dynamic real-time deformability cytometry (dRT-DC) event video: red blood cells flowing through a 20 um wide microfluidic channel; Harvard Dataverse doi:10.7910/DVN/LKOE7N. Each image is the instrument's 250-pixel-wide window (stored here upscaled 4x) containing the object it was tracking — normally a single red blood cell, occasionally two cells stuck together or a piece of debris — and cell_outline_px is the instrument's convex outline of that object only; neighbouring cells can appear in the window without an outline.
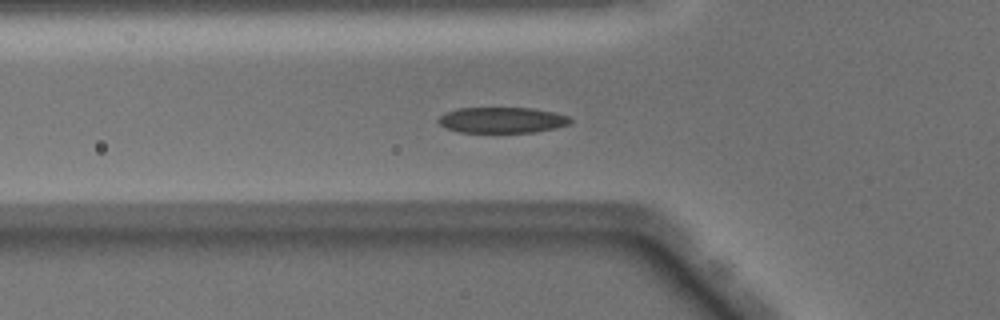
{"species": "Egyptian fruit bat (a non-hibernating species)", "species_latin": "Rousettus aegyptiacus", "temperature_condition": "warm", "stored_images_in_passage": 40, "camera_frame_rate_fps": 3000, "um_per_image_px": 0.085, "animal": {"sex": "male"}, "frame": {"image": 1, "passage_image": 6, "time_ms": 1.667, "image_size_px": [1000, 320], "cell_outline_px": [[572, 120], [568, 124], [556, 128], [532, 132], [460, 132], [444, 128], [436, 120], [440, 116], [448, 112], [460, 108], [532, 108], [552, 112], [568, 116]], "centroid_in_image_um": [42.65, 10.21], "position_along_channel_um": 83.1, "area_um2": 19.65}}
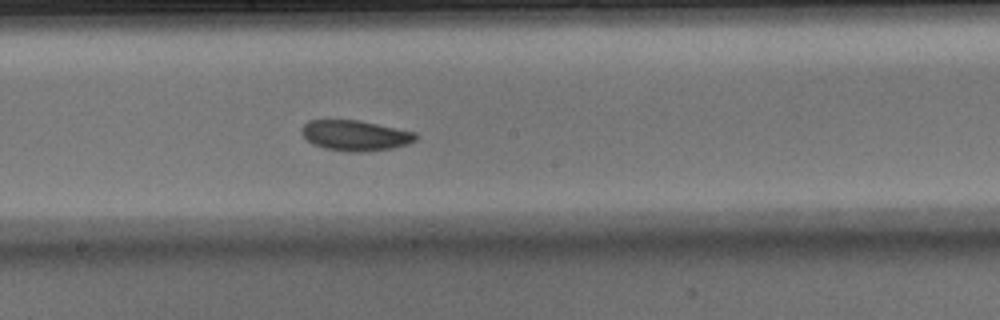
{"frame": {"image": 2, "passage_image": 16, "time_ms": 5.0, "image_size_px": [1000, 320], "cell_outline_px": [[416, 140], [408, 144], [392, 148], [364, 152], [348, 152], [324, 148], [312, 144], [300, 132], [304, 124], [308, 120], [360, 120], [416, 132]], "centroid_in_image_um": [30.2, 11.52], "position_along_channel_um": 218.0, "area_um2": 20.35}}
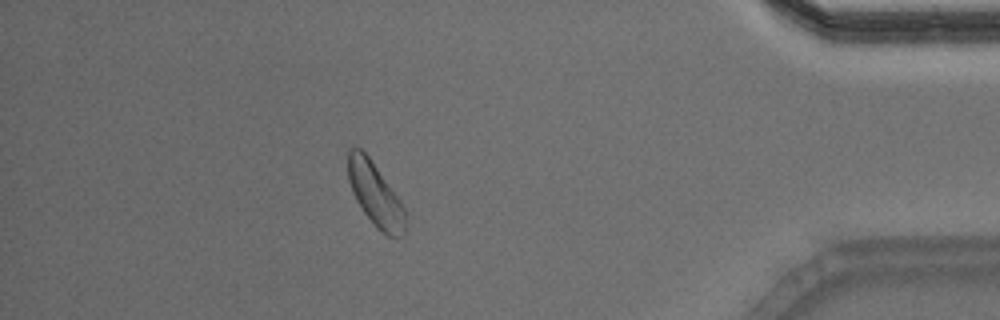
{"frame": {"image": 3, "passage_image": 33, "time_ms": 10.667, "image_size_px": [1000, 320], "cell_outline_px": [[404, 232], [400, 236], [388, 236], [376, 228], [364, 212], [356, 200], [352, 192], [348, 180], [348, 148], [360, 148], [368, 156], [400, 200], [404, 208]], "centroid_in_image_um": [31.86, 16.51], "position_along_channel_um": 403.3, "area_um2": 20.69}, "authors_computed_cell_mechanics": {"area_um2": 20.519, "velocity_mm_per_s": 4.0189, "shape_relaxation_time_tau1_ms": 1.7329, "shape_relaxation_time_tau2_ms": null, "deformation_change_tau1": 0.0924, "deformation_change_tau2": null}}